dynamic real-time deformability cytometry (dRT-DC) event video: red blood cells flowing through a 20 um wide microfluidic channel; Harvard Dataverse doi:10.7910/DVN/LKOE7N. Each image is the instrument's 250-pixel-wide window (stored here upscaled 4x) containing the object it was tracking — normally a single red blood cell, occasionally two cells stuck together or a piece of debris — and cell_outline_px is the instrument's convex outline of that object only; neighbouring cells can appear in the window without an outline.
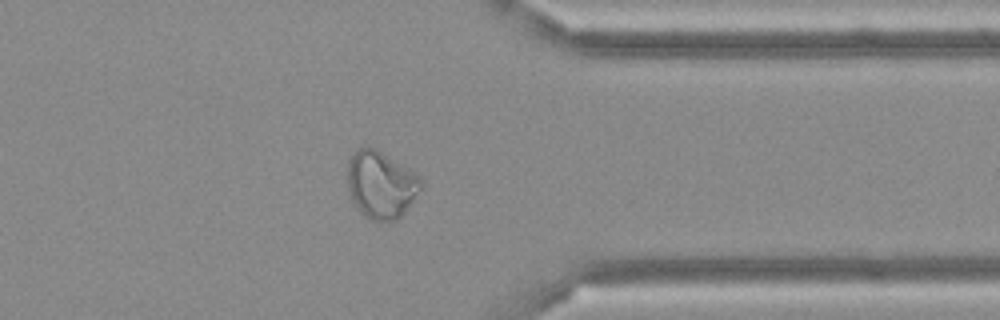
{"species": "Egyptian fruit bat (a non-hibernating species)", "species_latin": "Rousettus aegyptiacus", "temperature_condition": "cold", "stored_images_in_passage": 49, "camera_frame_rate_fps": 3000, "um_per_image_px": 0.085, "frame": {"image": 1, "passage_image": 39, "time_ms": 12.667, "image_size_px": [1000, 320], "cell_outline_px": [[424, 184], [404, 212], [396, 220], [372, 220], [360, 212], [352, 204], [348, 196], [348, 160], [356, 148], [376, 148], [416, 172], [420, 176]], "centroid_in_image_um": [32.36, 15.68], "position_along_channel_um": 379.0, "area_um2": 29.02}}
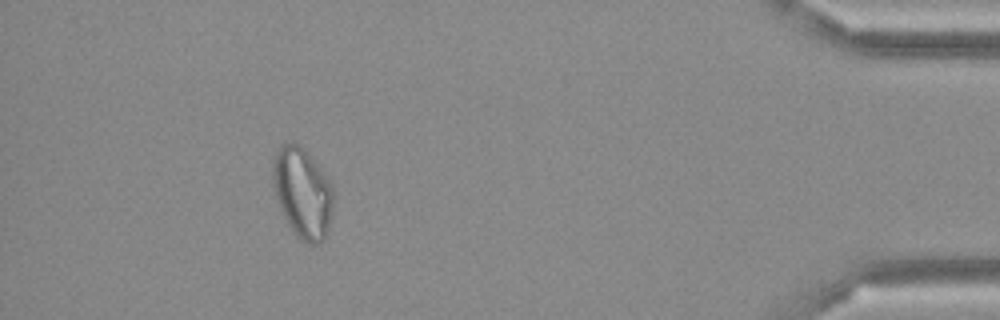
{"frame": {"image": 2, "passage_image": 45, "time_ms": 14.667, "image_size_px": [1000, 320], "cell_outline_px": [[332, 212], [328, 232], [324, 240], [320, 244], [308, 244], [300, 240], [292, 232], [284, 220], [276, 200], [272, 180], [272, 160], [280, 144], [292, 140], [328, 176], [332, 184]], "centroid_in_image_um": [25.68, 16.44], "position_along_channel_um": 409.5, "area_um2": 32.31}}